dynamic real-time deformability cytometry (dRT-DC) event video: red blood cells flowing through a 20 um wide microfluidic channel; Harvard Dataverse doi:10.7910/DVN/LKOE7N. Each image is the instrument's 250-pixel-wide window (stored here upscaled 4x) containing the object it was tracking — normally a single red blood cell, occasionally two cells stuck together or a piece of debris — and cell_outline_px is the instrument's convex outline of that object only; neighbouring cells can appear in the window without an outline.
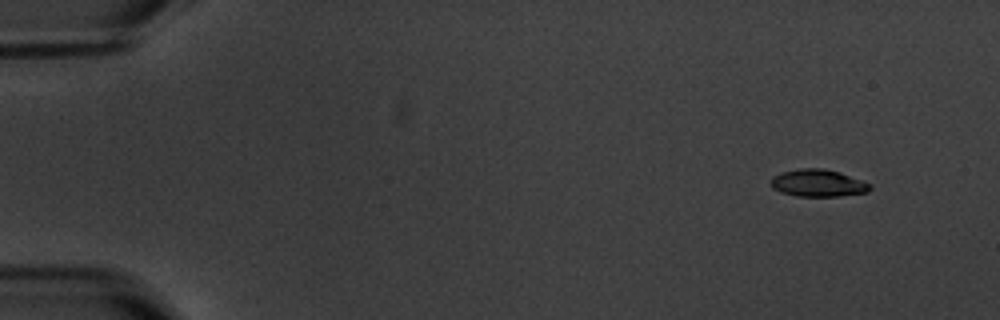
{"species": "common noctule bat (a hibernating species)", "species_latin": "Nyctalus noctula", "temperature_condition": "warm", "stored_images_in_passage": 8, "camera_frame_rate_fps": 3000, "um_per_image_px": 0.085, "animal": {"sex": "male", "body_mass_g": 20.1, "forearm_length_mm": 53.5}, "frame": {"image": 1, "passage_image": 2, "time_ms": 1.0, "image_size_px": [1000, 320], "cell_outline_px": [[872, 188], [868, 192], [840, 196], [796, 196], [780, 192], [772, 188], [772, 176], [780, 172], [800, 168], [824, 168], [840, 172], [872, 184]], "centroid_in_image_um": [69.54, 15.56], "position_along_channel_um": 15.5, "area_um2": 15.9}}
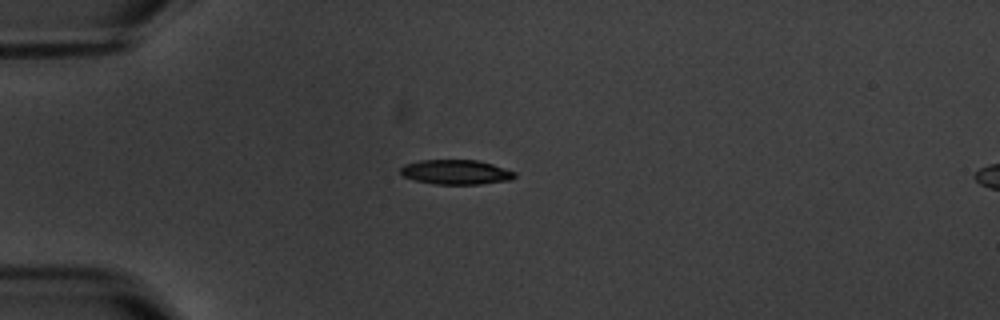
{"frame": {"image": 2, "passage_image": 5, "time_ms": 4.667, "image_size_px": [1000, 320], "cell_outline_px": [[516, 176], [512, 180], [480, 184], [436, 184], [416, 180], [404, 176], [400, 172], [400, 168], [404, 164], [420, 160], [476, 160], [492, 164], [516, 172]], "centroid_in_image_um": [38.77, 14.62], "position_along_channel_um": 46.2, "area_um2": 16.36}}